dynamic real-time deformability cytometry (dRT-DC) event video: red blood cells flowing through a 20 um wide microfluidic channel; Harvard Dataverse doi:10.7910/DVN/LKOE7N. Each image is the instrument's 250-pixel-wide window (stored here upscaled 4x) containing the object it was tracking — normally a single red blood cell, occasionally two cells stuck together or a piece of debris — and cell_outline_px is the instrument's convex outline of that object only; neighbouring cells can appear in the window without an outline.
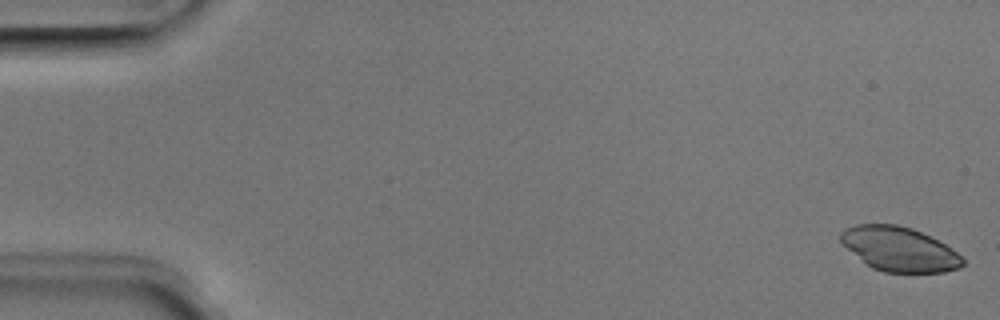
{"species": "Egyptian fruit bat (a non-hibernating species)", "species_latin": "Rousettus aegyptiacus", "temperature_condition": "room temperature", "stored_images_in_passage": 6, "camera_frame_rate_fps": 3000, "um_per_image_px": 0.085, "animal": {"sex": "male"}, "frame": {"image": 1, "passage_image": 1, "time_ms": 0.0, "image_size_px": [1000, 320], "cell_outline_px": [[964, 264], [960, 268], [944, 272], [884, 272], [872, 268], [848, 248], [840, 240], [840, 232], [844, 228], [856, 224], [896, 224], [912, 228], [944, 244], [956, 252], [964, 260]], "centroid_in_image_um": [76.43, 21.17], "position_along_channel_um": 8.6, "area_um2": 31.1}}